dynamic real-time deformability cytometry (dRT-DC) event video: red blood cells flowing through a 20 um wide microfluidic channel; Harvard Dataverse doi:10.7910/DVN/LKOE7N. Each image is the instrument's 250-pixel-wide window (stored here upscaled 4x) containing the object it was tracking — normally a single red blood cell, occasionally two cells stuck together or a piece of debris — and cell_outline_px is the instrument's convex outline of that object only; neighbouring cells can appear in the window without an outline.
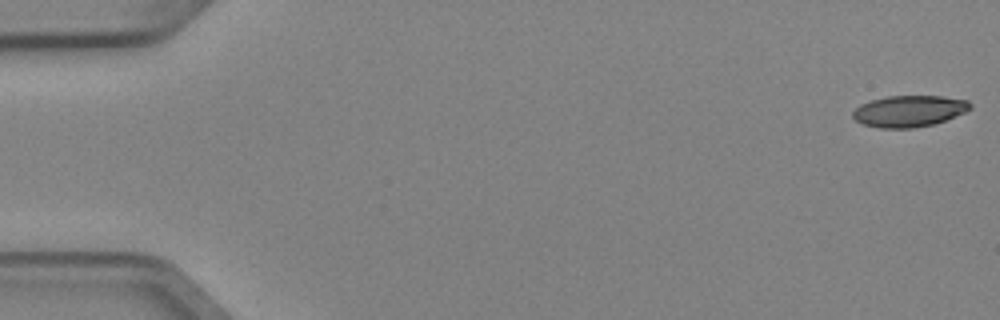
{"species": "Egyptian fruit bat (a non-hibernating species)", "species_latin": "Rousettus aegyptiacus", "temperature_condition": "cold", "stored_images_in_passage": 4, "camera_frame_rate_fps": 3000, "um_per_image_px": 0.085, "animal": {"sex": "female"}, "frame": {"image": 1, "passage_image": 1, "time_ms": 0.0, "image_size_px": [1000, 320], "cell_outline_px": [[972, 108], [964, 112], [944, 120], [932, 124], [912, 128], [880, 128], [864, 124], [856, 120], [852, 116], [852, 112], [860, 104], [872, 100], [888, 96], [940, 96], [968, 100], [972, 104]], "centroid_in_image_um": [77.27, 9.44], "position_along_channel_um": 7.7, "area_um2": 21.27}}